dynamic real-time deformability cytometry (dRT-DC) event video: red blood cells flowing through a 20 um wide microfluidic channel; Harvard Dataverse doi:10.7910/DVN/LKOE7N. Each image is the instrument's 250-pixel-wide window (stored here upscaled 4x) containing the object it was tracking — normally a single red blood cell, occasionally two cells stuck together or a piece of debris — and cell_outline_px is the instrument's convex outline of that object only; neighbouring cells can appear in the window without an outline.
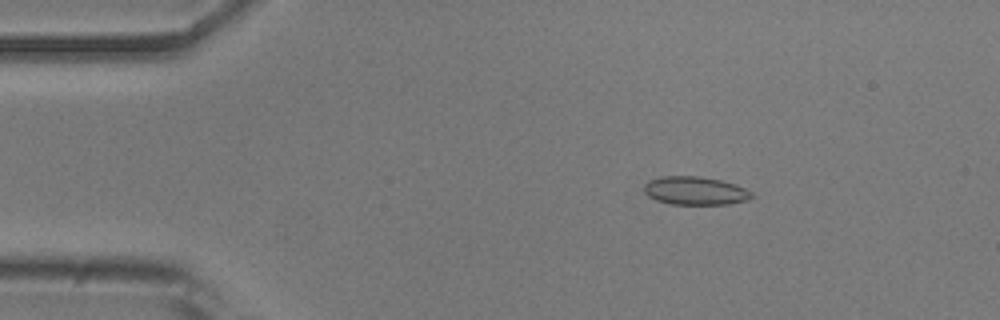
{"species": "common noctule bat (a hibernating species)", "species_latin": "Nyctalus noctula", "temperature_condition": "room temperature", "stored_images_in_passage": 31, "camera_frame_rate_fps": 3000, "um_per_image_px": 0.085, "animal": {"sex": "male", "body_mass_g": 20.5, "forearm_length_mm": 52.5}, "frame": {"image": 1, "passage_image": 4, "time_ms": 1.0, "image_size_px": [1000, 320], "cell_outline_px": [[752, 196], [748, 200], [728, 204], [672, 204], [656, 200], [648, 196], [644, 192], [644, 184], [648, 180], [664, 176], [700, 176], [720, 180], [736, 184], [752, 192]], "centroid_in_image_um": [59.07, 16.21], "position_along_channel_um": 25.9, "area_um2": 17.74}}
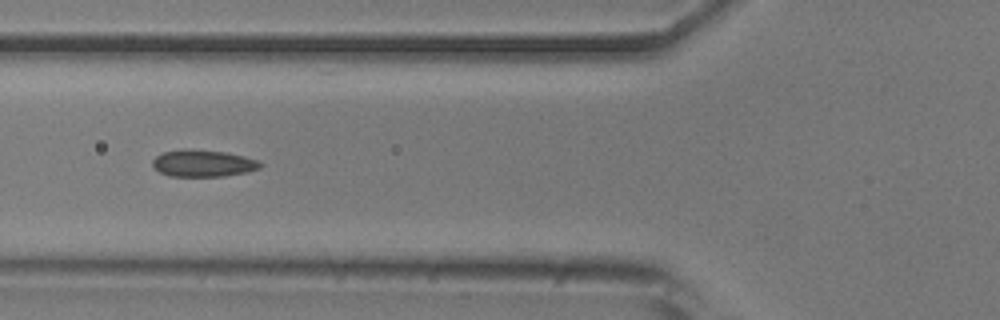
{"frame": {"image": 2, "passage_image": 15, "time_ms": 4.667, "image_size_px": [1000, 320], "cell_outline_px": [[264, 164], [260, 168], [244, 172], [224, 176], [168, 176], [160, 172], [152, 164], [152, 160], [156, 156], [164, 152], [184, 148], [192, 148], [224, 152], [244, 156], [260, 160]], "centroid_in_image_um": [17.27, 13.86], "position_along_channel_um": 108.5, "area_um2": 16.99}}
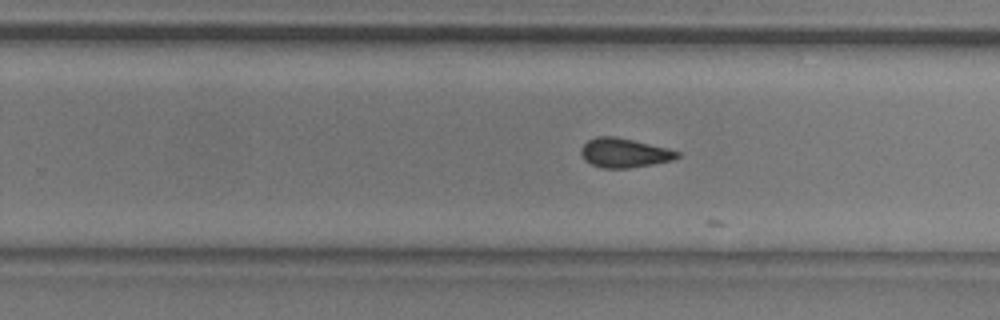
{"frame": {"image": 3, "passage_image": 28, "time_ms": 9.0, "image_size_px": [1000, 320], "cell_outline_px": [[680, 156], [672, 160], [652, 164], [628, 168], [600, 168], [584, 160], [580, 152], [580, 148], [588, 140], [596, 136], [616, 136], [668, 148], [680, 152]], "centroid_in_image_um": [53.04, 12.99], "position_along_channel_um": 276.8, "area_um2": 16.47}}